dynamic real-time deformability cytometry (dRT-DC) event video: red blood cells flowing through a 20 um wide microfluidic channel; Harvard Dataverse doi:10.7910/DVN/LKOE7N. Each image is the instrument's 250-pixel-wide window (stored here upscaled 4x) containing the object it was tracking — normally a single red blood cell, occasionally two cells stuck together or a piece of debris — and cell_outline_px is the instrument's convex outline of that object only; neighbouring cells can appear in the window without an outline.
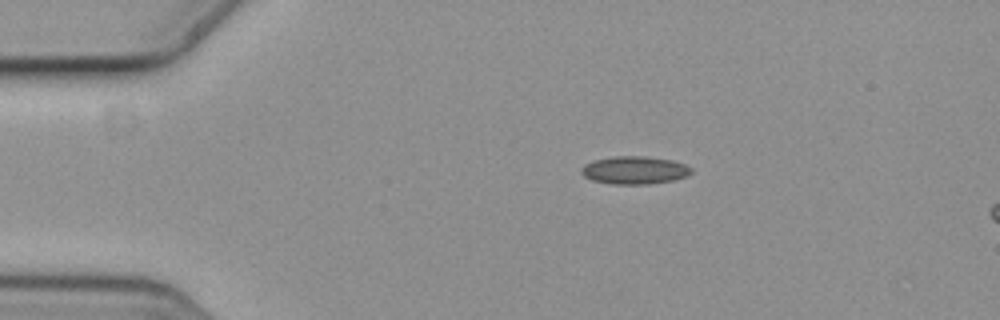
{"species": "common noctule bat (a hibernating species)", "species_latin": "Nyctalus noctula", "temperature_condition": "cold", "stored_images_in_passage": 2, "camera_frame_rate_fps": 3000, "um_per_image_px": 0.085, "animal": {"sex": "female", "body_mass_g": 19.3, "forearm_length_mm": 54.1}, "frame": {"image": 1, "passage_image": 2, "time_ms": 0.333, "image_size_px": [1000, 320], "cell_outline_px": [[692, 172], [684, 176], [672, 180], [644, 184], [612, 184], [592, 180], [584, 176], [580, 172], [580, 168], [584, 164], [596, 160], [612, 156], [644, 156], [672, 160], [684, 164], [692, 168]], "centroid_in_image_um": [53.89, 14.46], "position_along_channel_um": 31.1, "area_um2": 17.69}}